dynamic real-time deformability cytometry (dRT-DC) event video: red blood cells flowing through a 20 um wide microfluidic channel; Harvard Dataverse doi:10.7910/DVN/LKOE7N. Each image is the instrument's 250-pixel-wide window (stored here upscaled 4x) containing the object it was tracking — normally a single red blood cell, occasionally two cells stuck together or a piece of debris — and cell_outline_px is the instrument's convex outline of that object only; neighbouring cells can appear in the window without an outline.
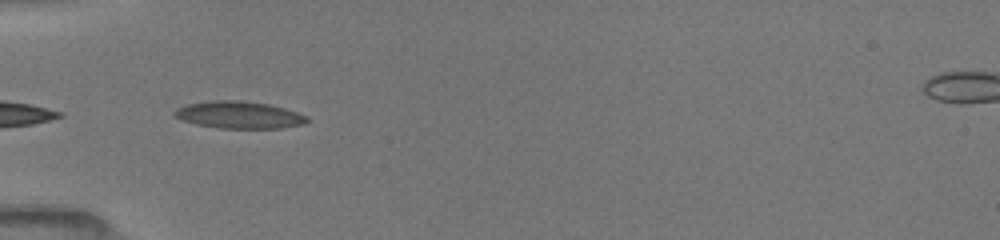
{"species": "common noctule bat (a hibernating species)", "species_latin": "Nyctalus noctula", "temperature_condition": "room temperature", "stored_images_in_passage": 7, "camera_frame_rate_fps": 3000, "um_per_image_px": 0.085, "animal": {"sex": "female", "body_mass_g": 19.5, "forearm_length_mm": 54.1}, "frame": {"image": 1, "passage_image": 1, "time_ms": 0.0, "image_size_px": [1000, 240], "cell_outline_px": [[308, 120], [304, 124], [280, 128], [220, 128], [196, 124], [184, 120], [176, 116], [172, 112], [176, 108], [188, 104], [208, 100], [236, 100], [268, 104], [284, 108], [308, 116]], "centroid_in_image_um": [20.32, 9.76], "position_along_channel_um": 64.7, "area_um2": 20.81}}